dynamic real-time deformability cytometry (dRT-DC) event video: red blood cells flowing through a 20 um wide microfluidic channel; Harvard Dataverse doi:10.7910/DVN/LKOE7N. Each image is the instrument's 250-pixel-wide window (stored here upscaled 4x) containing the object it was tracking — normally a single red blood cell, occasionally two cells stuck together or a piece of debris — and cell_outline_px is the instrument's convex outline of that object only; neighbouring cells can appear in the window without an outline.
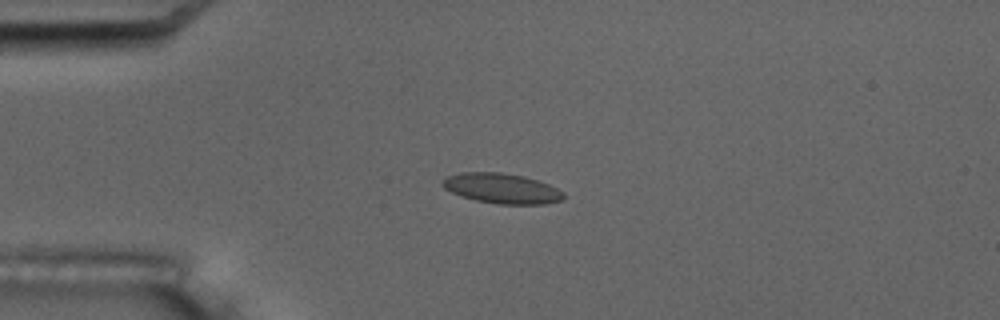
{"species": "common noctule bat (a hibernating species)", "species_latin": "Nyctalus noctula", "temperature_condition": "room temperature", "stored_images_in_passage": 5, "camera_frame_rate_fps": 3000, "um_per_image_px": 0.085, "animal": {"sex": "male", "body_mass_g": 17.5, "forearm_length_mm": 52.3}, "frame": {"image": 1, "passage_image": 4, "time_ms": 3.667, "image_size_px": [1000, 320], "cell_outline_px": [[564, 200], [544, 204], [496, 204], [476, 200], [452, 192], [444, 188], [440, 184], [440, 180], [444, 176], [460, 172], [500, 172], [524, 176], [548, 184], [564, 192]], "centroid_in_image_um": [42.62, 16.0], "position_along_channel_um": 42.4, "area_um2": 21.39}}